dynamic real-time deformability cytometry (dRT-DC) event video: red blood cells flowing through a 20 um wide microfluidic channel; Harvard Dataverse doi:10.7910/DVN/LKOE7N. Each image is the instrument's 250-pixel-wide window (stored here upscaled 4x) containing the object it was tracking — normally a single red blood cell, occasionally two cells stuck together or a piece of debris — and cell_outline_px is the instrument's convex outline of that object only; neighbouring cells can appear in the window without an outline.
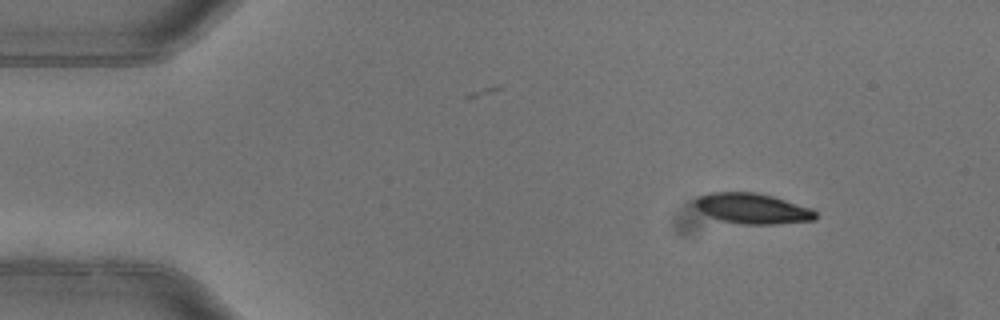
{"species": "common noctule bat (a hibernating species)", "species_latin": "Nyctalus noctula", "temperature_condition": "warm", "stored_images_in_passage": 4, "camera_frame_rate_fps": 3000, "um_per_image_px": 0.085, "animal": {"sex": "female"}, "frame": {"image": 1, "passage_image": 1, "time_ms": 0.0, "image_size_px": [1000, 320], "cell_outline_px": [[816, 220], [776, 224], [740, 224], [720, 220], [708, 216], [696, 208], [692, 204], [692, 200], [696, 196], [708, 192], [756, 192], [772, 196], [812, 208], [816, 212]], "centroid_in_image_um": [63.9, 17.71], "position_along_channel_um": 21.1, "area_um2": 21.73}}
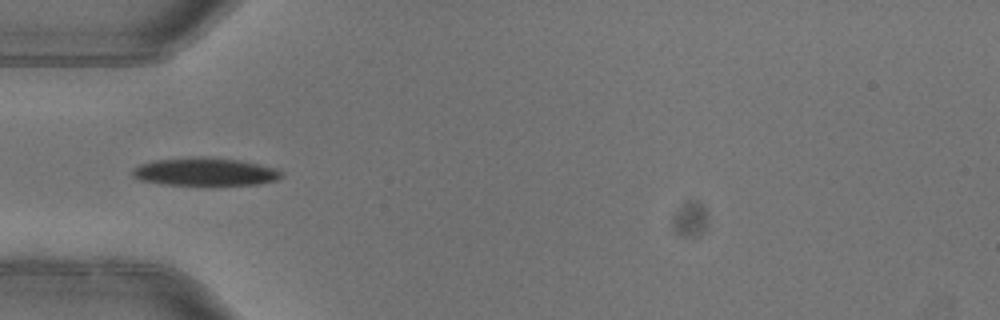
{"frame": {"image": 2, "passage_image": 4, "time_ms": 1.0, "image_size_px": [1000, 320], "cell_outline_px": [[284, 176], [276, 180], [260, 184], [216, 188], [160, 184], [140, 180], [132, 176], [132, 168], [140, 164], [156, 160], [192, 156], [204, 156], [240, 160], [276, 168], [284, 172]], "centroid_in_image_um": [17.46, 14.65], "position_along_channel_um": 67.5, "area_um2": 25.78}}